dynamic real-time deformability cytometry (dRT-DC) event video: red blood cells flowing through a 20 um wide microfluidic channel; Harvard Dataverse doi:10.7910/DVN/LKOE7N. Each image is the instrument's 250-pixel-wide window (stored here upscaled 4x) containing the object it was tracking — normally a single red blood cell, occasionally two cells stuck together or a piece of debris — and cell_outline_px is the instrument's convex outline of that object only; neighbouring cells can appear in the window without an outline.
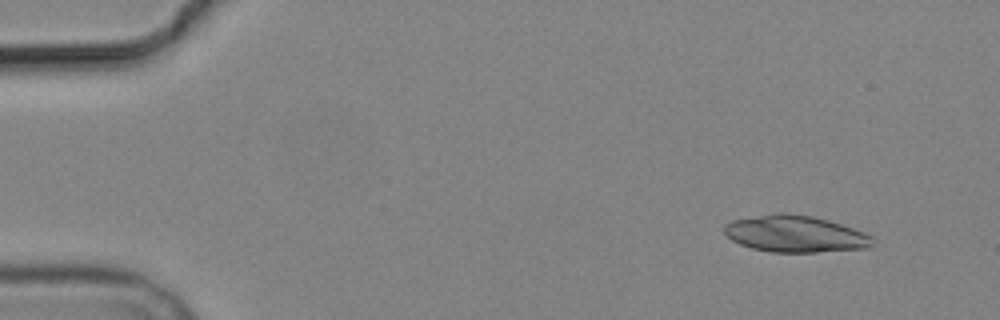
{"species": "common noctule bat (a hibernating species)", "species_latin": "Nyctalus noctula", "temperature_condition": "cold", "stored_images_in_passage": 3, "camera_frame_rate_fps": 3000, "um_per_image_px": 0.085, "animal": {"sex": "male", "body_mass_g": 19.2, "forearm_length_mm": 51.8}, "frame": {"image": 1, "passage_image": 1, "time_ms": 0.0, "image_size_px": [1000, 320], "cell_outline_px": [[872, 248], [816, 252], [768, 252], [752, 248], [740, 244], [732, 240], [724, 232], [724, 224], [732, 220], [780, 212], [784, 212], [812, 216], [828, 220], [864, 232], [872, 236]], "centroid_in_image_um": [67.59, 19.88], "position_along_channel_um": 17.4, "area_um2": 31.73}}